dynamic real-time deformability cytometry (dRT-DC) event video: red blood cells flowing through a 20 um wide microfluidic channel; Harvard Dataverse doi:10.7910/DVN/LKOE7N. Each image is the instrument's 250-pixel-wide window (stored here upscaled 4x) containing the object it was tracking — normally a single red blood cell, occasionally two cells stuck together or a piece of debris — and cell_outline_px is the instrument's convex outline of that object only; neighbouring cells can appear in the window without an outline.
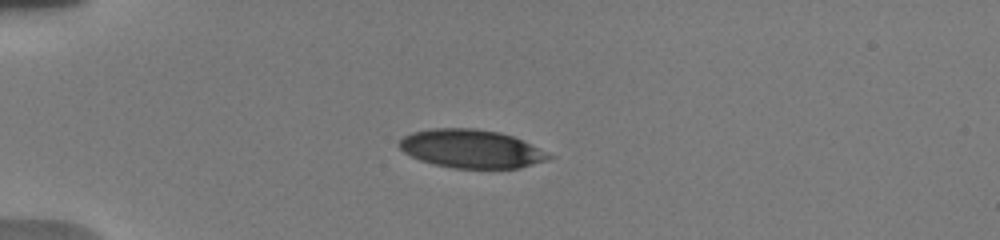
{"species": "human", "species_latin": "Homo sapiens", "temperature_condition": "warm", "stored_images_in_passage": 6, "camera_frame_rate_fps": 3000, "um_per_image_px": 0.085, "donor": {"sex": "male"}, "frame": {"image": 1, "passage_image": 1, "time_ms": 0.0, "image_size_px": [1000, 240], "cell_outline_px": [[556, 156], [548, 160], [520, 168], [452, 168], [420, 160], [404, 152], [396, 144], [404, 136], [412, 132], [432, 128], [476, 128], [500, 132], [512, 136]], "centroid_in_image_um": [40.06, 12.64], "position_along_channel_um": 44.9, "area_um2": 33.47}}
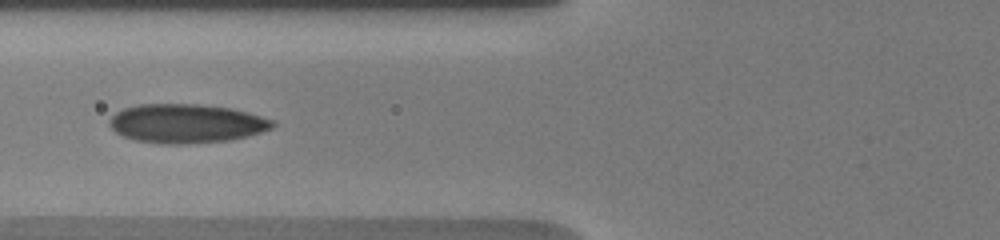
{"frame": {"image": 2, "passage_image": 5, "time_ms": 2.667, "image_size_px": [1000, 240], "cell_outline_px": [[276, 124], [272, 128], [248, 136], [232, 140], [184, 144], [160, 144], [136, 140], [124, 136], [116, 132], [108, 124], [108, 120], [116, 112], [124, 108], [140, 104], [196, 104], [228, 108], [248, 112], [272, 120]], "centroid_in_image_um": [15.82, 10.5], "position_along_channel_um": 110.0, "area_um2": 36.99}}